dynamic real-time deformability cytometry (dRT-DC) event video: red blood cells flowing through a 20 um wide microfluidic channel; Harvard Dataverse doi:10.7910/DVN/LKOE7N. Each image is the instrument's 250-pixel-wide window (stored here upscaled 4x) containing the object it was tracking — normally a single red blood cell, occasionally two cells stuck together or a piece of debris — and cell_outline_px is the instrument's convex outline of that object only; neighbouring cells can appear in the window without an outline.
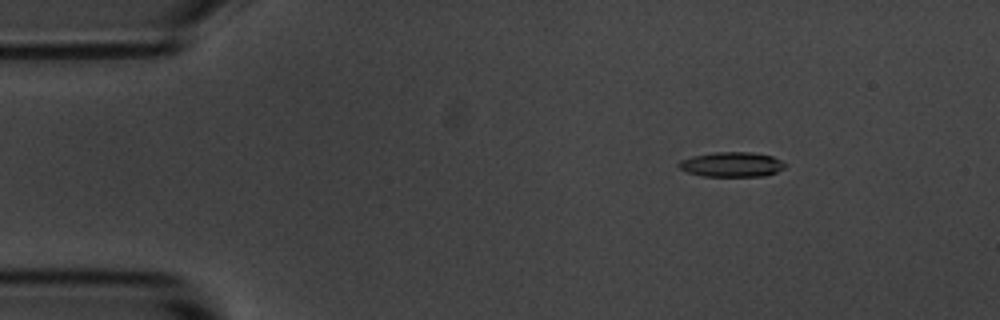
{"species": "common noctule bat (a hibernating species)", "species_latin": "Nyctalus noctula", "temperature_condition": "room temperature", "stored_images_in_passage": 5, "camera_frame_rate_fps": 3000, "um_per_image_px": 0.085, "animal": {"sex": "male", "body_mass_g": 20.1, "forearm_length_mm": 53.5}, "frame": {"image": 1, "passage_image": 2, "time_ms": 1.333, "image_size_px": [1000, 320], "cell_outline_px": [[784, 168], [776, 172], [764, 176], [704, 176], [688, 172], [680, 168], [676, 164], [680, 160], [692, 156], [716, 152], [752, 152], [772, 156], [780, 160], [784, 164]], "centroid_in_image_um": [62.17, 13.97], "position_along_channel_um": 22.8, "area_um2": 15.26}}